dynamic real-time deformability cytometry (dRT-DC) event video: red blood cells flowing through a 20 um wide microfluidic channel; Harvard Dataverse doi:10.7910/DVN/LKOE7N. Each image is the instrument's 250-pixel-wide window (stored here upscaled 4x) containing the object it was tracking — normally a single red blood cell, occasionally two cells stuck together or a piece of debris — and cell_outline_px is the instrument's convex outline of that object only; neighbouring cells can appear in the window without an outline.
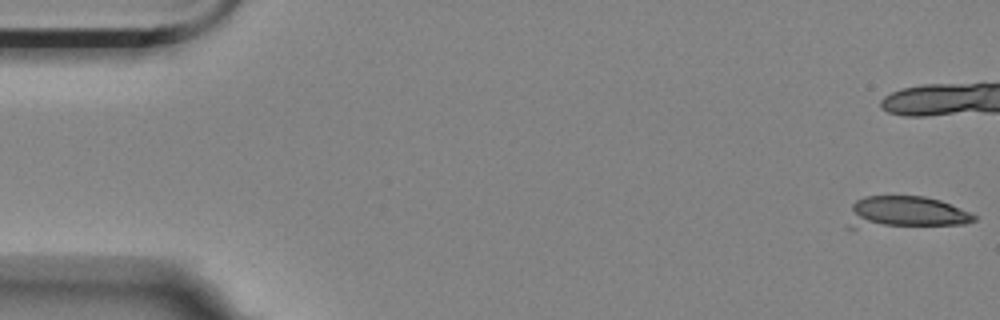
{"species": "Egyptian fruit bat (a non-hibernating species)", "species_latin": "Rousettus aegyptiacus", "temperature_condition": "room temperature", "stored_images_in_passage": 11, "camera_frame_rate_fps": 3000, "um_per_image_px": 0.085, "animal": {"sex": "female"}, "frame": {"image": 1, "passage_image": 1, "time_ms": 0.0, "image_size_px": [1000, 320], "cell_outline_px": [[976, 220], [964, 224], [856, 228], [844, 228], [852, 204], [856, 200], [864, 196], [924, 196], [940, 200], [968, 212], [976, 216]], "centroid_in_image_um": [76.86, 18.06], "position_along_channel_um": 8.1, "area_um2": 23.7}}